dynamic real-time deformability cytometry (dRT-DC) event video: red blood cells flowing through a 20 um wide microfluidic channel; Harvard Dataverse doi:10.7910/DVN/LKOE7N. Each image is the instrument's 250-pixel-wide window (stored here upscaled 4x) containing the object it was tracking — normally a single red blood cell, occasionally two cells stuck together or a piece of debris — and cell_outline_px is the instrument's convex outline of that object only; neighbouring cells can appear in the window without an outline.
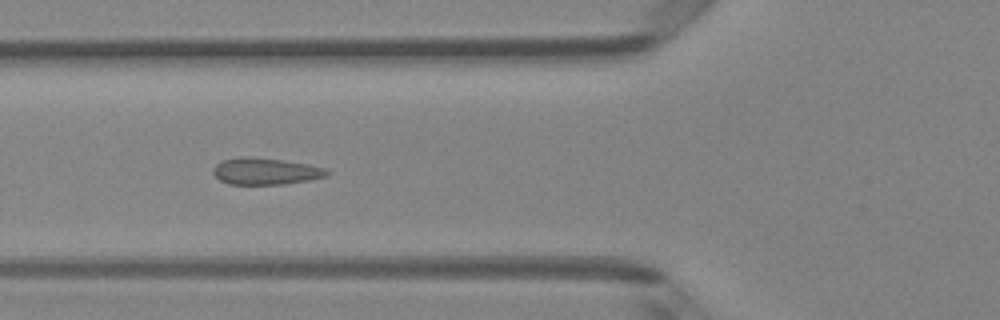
{"species": "Egyptian fruit bat (a non-hibernating species)", "species_latin": "Rousettus aegyptiacus", "temperature_condition": "room temperature", "stored_images_in_passage": 5, "camera_frame_rate_fps": 3000, "um_per_image_px": 0.085, "animal": {"sex": "female"}, "frame": {"image": 1, "passage_image": 3, "time_ms": 0.667, "image_size_px": [1000, 320], "cell_outline_px": [[332, 172], [328, 176], [312, 180], [284, 184], [228, 184], [220, 180], [212, 172], [212, 168], [220, 160], [240, 156], [252, 156], [284, 160], [308, 164], [324, 168]], "centroid_in_image_um": [22.58, 14.54], "position_along_channel_um": 103.2, "area_um2": 18.09}}
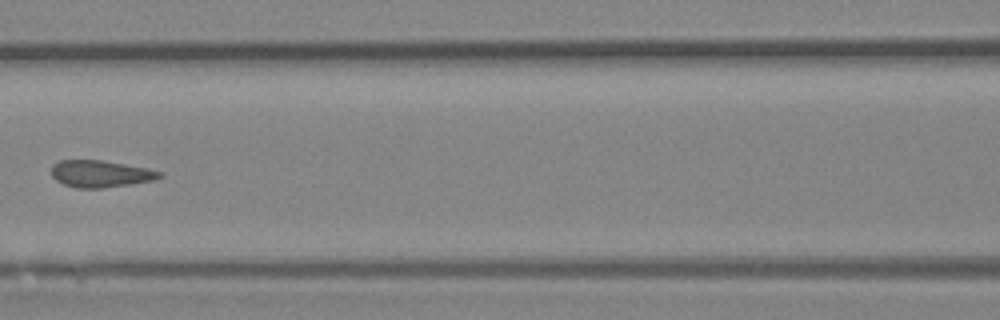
{"frame": {"image": 2, "passage_image": 4, "time_ms": 1.0, "image_size_px": [1000, 320], "cell_outline_px": [[164, 176], [156, 180], [132, 184], [104, 188], [76, 188], [64, 184], [56, 180], [52, 176], [52, 164], [60, 160], [104, 160], [148, 168], [164, 172]], "centroid_in_image_um": [8.6, 14.77], "position_along_channel_um": 158.0, "area_um2": 17.28}}
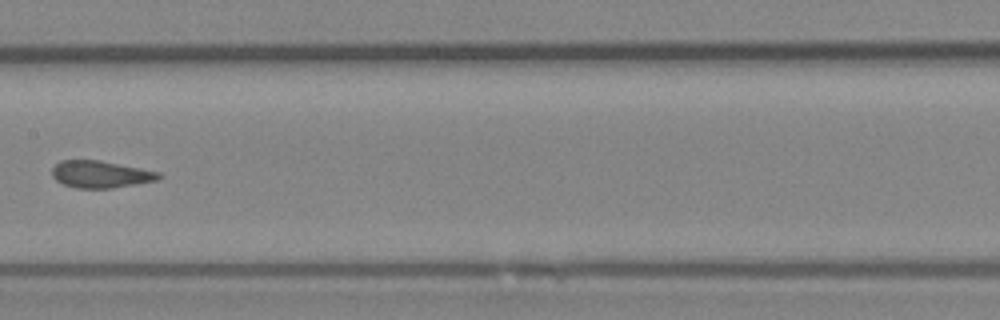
{"frame": {"image": 3, "passage_image": 5, "time_ms": 1.333, "image_size_px": [1000, 320], "cell_outline_px": [[164, 176], [156, 180], [112, 188], [76, 188], [64, 184], [56, 180], [52, 176], [52, 168], [60, 160], [100, 160], [160, 172]], "centroid_in_image_um": [8.54, 14.81], "position_along_channel_um": 198.9, "area_um2": 16.76}}